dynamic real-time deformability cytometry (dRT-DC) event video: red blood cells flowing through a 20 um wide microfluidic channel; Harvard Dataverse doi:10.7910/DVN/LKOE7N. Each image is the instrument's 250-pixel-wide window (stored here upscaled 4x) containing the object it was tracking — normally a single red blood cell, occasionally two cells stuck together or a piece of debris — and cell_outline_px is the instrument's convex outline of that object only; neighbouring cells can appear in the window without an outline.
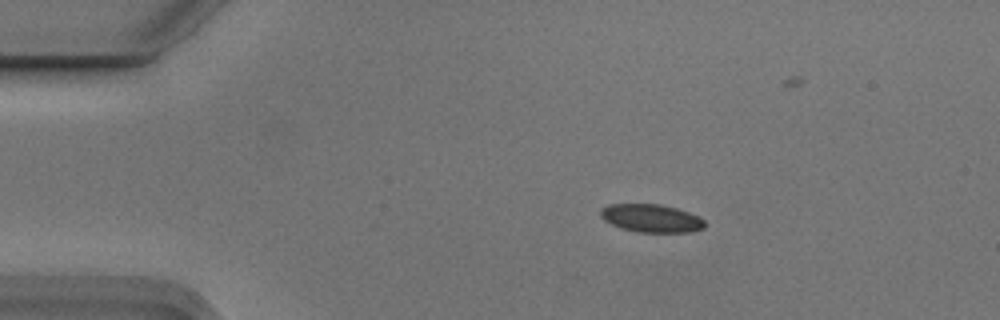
{"species": "Egyptian fruit bat (a non-hibernating species)", "species_latin": "Rousettus aegyptiacus", "temperature_condition": "cold", "stored_images_in_passage": 2, "camera_frame_rate_fps": 3000, "um_per_image_px": 0.085, "animal": {"sex": "male"}, "frame": {"image": 1, "passage_image": 1, "time_ms": 0.0, "image_size_px": [1000, 320], "cell_outline_px": [[704, 228], [692, 232], [636, 232], [620, 228], [604, 220], [600, 216], [600, 208], [608, 204], [660, 204], [676, 208], [688, 212], [704, 220]], "centroid_in_image_um": [55.32, 18.55], "position_along_channel_um": 29.7, "area_um2": 17.05}}